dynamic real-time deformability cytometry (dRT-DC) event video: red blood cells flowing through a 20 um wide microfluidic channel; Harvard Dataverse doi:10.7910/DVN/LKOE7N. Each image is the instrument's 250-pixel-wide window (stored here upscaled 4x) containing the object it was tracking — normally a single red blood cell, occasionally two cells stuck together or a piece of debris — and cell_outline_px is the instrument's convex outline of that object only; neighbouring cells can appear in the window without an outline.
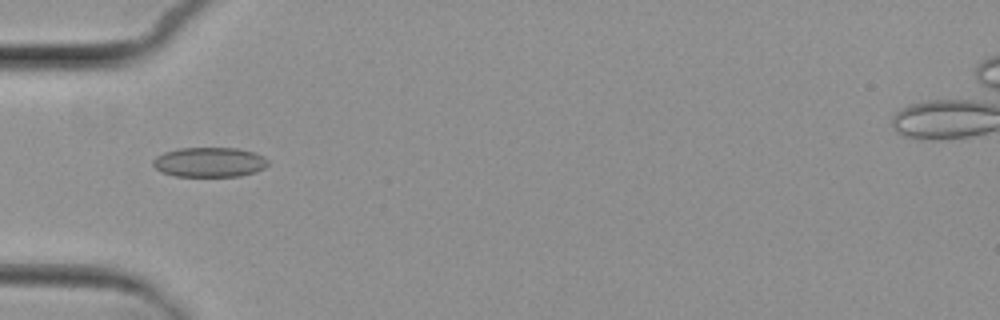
{"species": "common noctule bat (a hibernating species)", "species_latin": "Nyctalus noctula", "temperature_condition": "cold", "stored_images_in_passage": 6, "camera_frame_rate_fps": 3000, "um_per_image_px": 0.085, "animal": {"sex": "female", "body_mass_g": 29.2, "forearm_length_mm": 56.3}, "frame": {"image": 1, "passage_image": 5, "time_ms": 4.333, "image_size_px": [1000, 320], "cell_outline_px": [[268, 164], [264, 168], [256, 172], [240, 176], [176, 176], [160, 172], [152, 164], [152, 160], [156, 156], [164, 152], [180, 148], [236, 148], [252, 152], [264, 156], [268, 160]], "centroid_in_image_um": [17.79, 13.79], "position_along_channel_um": 67.2, "area_um2": 20.0}}
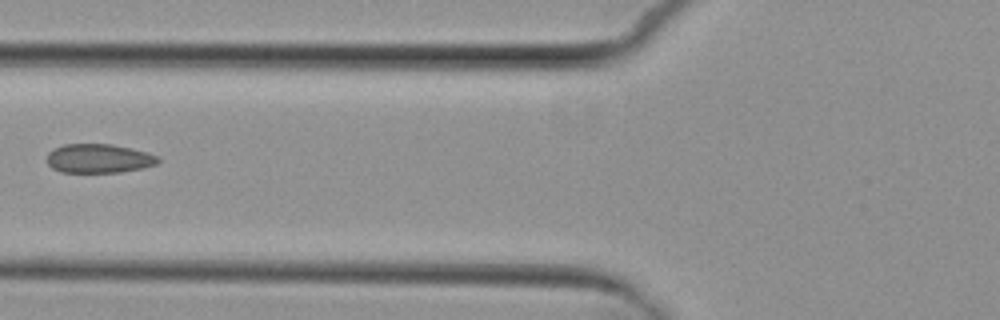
{"frame": {"image": 2, "passage_image": 6, "time_ms": 5.667, "image_size_px": [1000, 320], "cell_outline_px": [[160, 160], [156, 164], [144, 168], [120, 172], [60, 172], [52, 168], [48, 164], [48, 152], [52, 148], [64, 144], [112, 144], [132, 148], [148, 152], [160, 156]], "centroid_in_image_um": [8.42, 13.46], "position_along_channel_um": 117.4, "area_um2": 19.02}}